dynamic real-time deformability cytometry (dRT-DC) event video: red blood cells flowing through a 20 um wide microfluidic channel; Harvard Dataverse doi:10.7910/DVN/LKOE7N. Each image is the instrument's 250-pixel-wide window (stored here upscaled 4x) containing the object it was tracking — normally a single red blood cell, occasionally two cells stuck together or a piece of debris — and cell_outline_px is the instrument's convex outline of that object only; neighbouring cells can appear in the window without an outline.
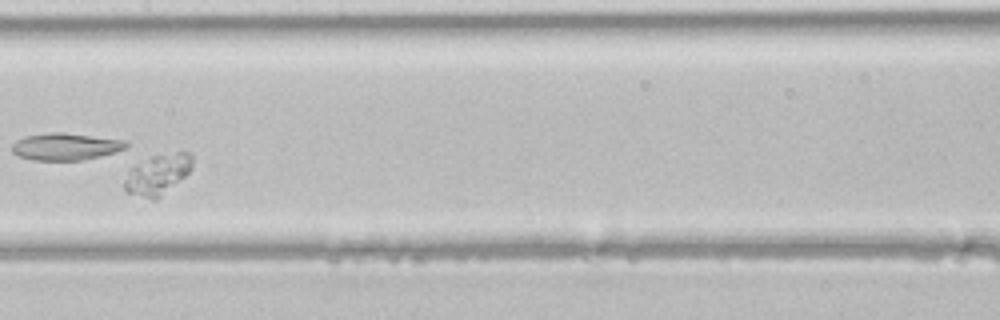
{"species": "common noctule bat (a hibernating species)", "species_latin": "Nyctalus noctula", "temperature_condition": "room temperature", "stored_images_in_passage": 36, "segment_of_instrument_passage": [1, 2], "camera_frame_rate_fps": 3000, "um_per_image_px": 0.085, "animal": {"sex": "male", "body_mass_g": 21.5, "forearm_length_mm": 52.0}, "frame": {"image": 1, "passage_image": 12, "time_ms": 3.667, "image_size_px": [1000, 320], "cell_outline_px": [[192, 168], [184, 176], [156, 200], [152, 200], [124, 192], [124, 180], [128, 172], [132, 168], [152, 156], [176, 152], [188, 152], [192, 156]], "centroid_in_image_um": [13.38, 14.85], "position_along_channel_um": 194.0, "area_um2": 15.66}}
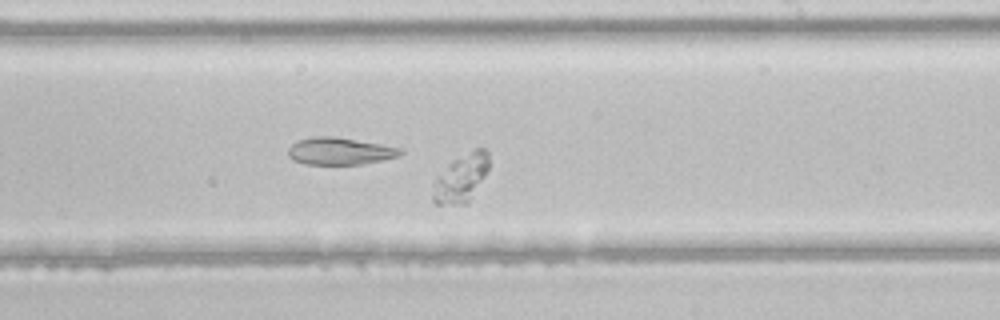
{"frame": {"image": 2, "passage_image": 16, "time_ms": 5.0, "image_size_px": [1000, 320], "cell_outline_px": [[488, 168], [484, 176], [468, 204], [436, 204], [432, 200], [432, 184], [448, 164], [452, 160], [472, 148], [484, 148], [488, 152]], "centroid_in_image_um": [39.18, 15.13], "position_along_channel_um": 249.8, "area_um2": 15.72}}